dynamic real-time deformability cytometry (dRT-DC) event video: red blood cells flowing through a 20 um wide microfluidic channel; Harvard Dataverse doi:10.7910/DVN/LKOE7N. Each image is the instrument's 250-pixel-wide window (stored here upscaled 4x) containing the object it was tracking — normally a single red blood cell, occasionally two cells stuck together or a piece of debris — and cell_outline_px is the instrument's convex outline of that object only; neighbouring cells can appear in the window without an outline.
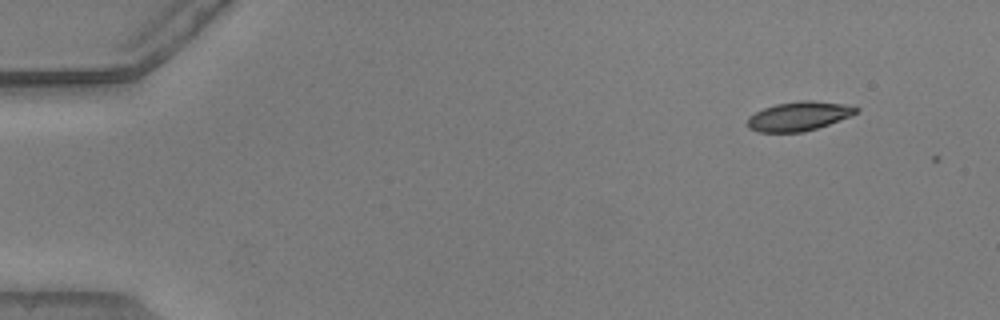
{"species": "common noctule bat (a hibernating species)", "species_latin": "Nyctalus noctula", "temperature_condition": "warm", "stored_images_in_passage": 3, "camera_frame_rate_fps": 3000, "um_per_image_px": 0.085, "animal": {"sex": "male", "body_mass_g": 20.5, "forearm_length_mm": 52.5}, "frame": {"image": 1, "passage_image": 2, "time_ms": 0.333, "image_size_px": [1000, 320], "cell_outline_px": [[860, 108], [856, 112], [848, 116], [828, 124], [804, 132], [760, 132], [748, 128], [748, 116], [764, 108], [776, 104], [800, 100], [812, 100], [840, 104]], "centroid_in_image_um": [67.84, 9.88], "position_along_channel_um": 17.2, "area_um2": 18.09}}